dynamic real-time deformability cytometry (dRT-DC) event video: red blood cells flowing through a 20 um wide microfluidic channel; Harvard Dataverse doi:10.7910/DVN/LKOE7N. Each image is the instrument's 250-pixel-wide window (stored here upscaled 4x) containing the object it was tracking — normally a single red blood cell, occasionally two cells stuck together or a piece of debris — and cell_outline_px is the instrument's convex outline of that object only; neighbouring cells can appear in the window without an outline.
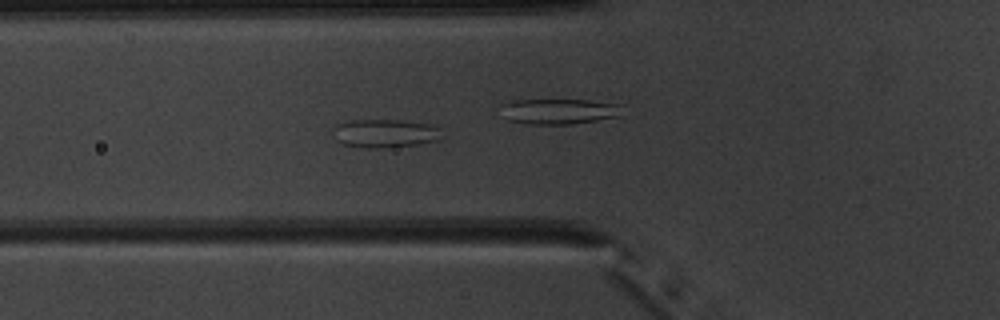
{"species": "common noctule bat (a hibernating species)", "species_latin": "Nyctalus noctula", "temperature_condition": "warm", "stored_images_in_passage": 53, "camera_frame_rate_fps": 3000, "um_per_image_px": 0.085, "animal": {"sex": "male", "body_mass_g": 20.1, "forearm_length_mm": 53.5}, "frame": {"image": 1, "passage_image": 21, "time_ms": 6.667, "image_size_px": [1000, 320], "cell_outline_px": [[436, 140], [416, 144], [384, 148], [364, 148], [344, 144], [336, 140], [336, 124], [352, 120], [396, 120], [432, 124], [436, 128]], "centroid_in_image_um": [32.64, 11.33], "position_along_channel_um": 93.2, "area_um2": 17.34}}
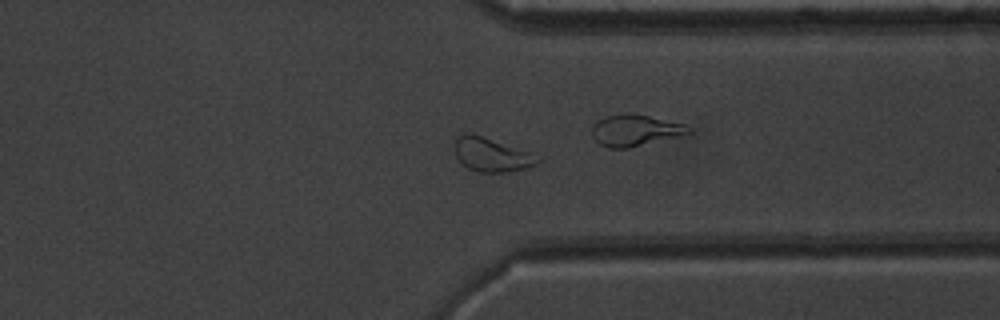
{"frame": {"image": 2, "passage_image": 42, "time_ms": 13.667, "image_size_px": [1000, 320], "cell_outline_px": [[544, 160], [536, 164], [524, 168], [508, 172], [476, 172], [468, 168], [456, 156], [456, 136], [464, 132], [472, 132], [544, 156]], "centroid_in_image_um": [41.86, 13.13], "position_along_channel_um": 369.5, "area_um2": 16.76}}
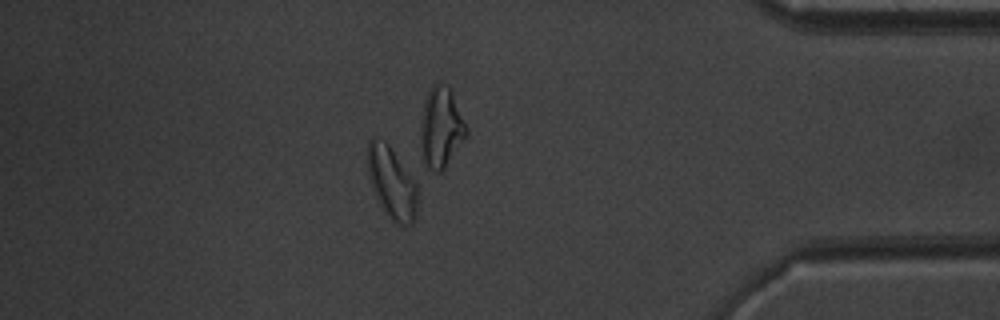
{"frame": {"image": 3, "passage_image": 47, "time_ms": 15.333, "image_size_px": [1000, 320], "cell_outline_px": [[416, 212], [412, 224], [396, 224], [388, 216], [380, 204], [376, 196], [368, 176], [368, 140], [372, 136], [376, 136], [384, 140], [388, 144], [416, 184]], "centroid_in_image_um": [33.26, 15.5], "position_along_channel_um": 401.9, "area_um2": 20.4}, "authors_computed_cell_mechanics": {"area_um2": 19.1896, "velocity_mm_per_s": 3.9547, "shape_relaxation_time_tau1_ms": null, "shape_relaxation_time_tau2_ms": 1.2844, "deformation_change_tau1": null, "deformation_change_tau2": 0.0838}}